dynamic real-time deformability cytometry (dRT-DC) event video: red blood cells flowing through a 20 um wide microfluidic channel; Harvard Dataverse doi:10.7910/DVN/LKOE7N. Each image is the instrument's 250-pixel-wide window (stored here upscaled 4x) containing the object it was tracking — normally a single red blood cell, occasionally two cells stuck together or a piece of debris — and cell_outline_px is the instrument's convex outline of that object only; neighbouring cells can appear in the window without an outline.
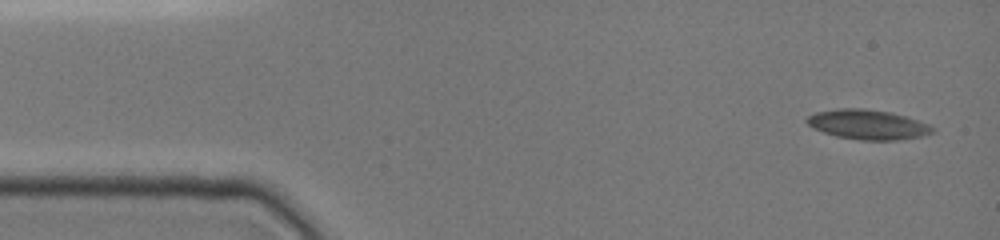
{"species": "common noctule bat (a hibernating species)", "species_latin": "Nyctalus noctula", "temperature_condition": "cold", "stored_images_in_passage": 13, "camera_frame_rate_fps": 3000, "um_per_image_px": 0.085, "animal": {"sex": "female", "body_mass_g": 19.0, "forearm_length_mm": 51.5}, "frame": {"image": 1, "passage_image": 1, "time_ms": 0.0, "image_size_px": [1000, 240], "cell_outline_px": [[936, 128], [932, 132], [920, 136], [896, 140], [860, 140], [836, 136], [812, 128], [804, 120], [808, 116], [816, 112], [836, 108], [864, 108], [892, 112], [928, 124]], "centroid_in_image_um": [73.72, 10.57], "position_along_channel_um": 11.3, "area_um2": 21.73}}
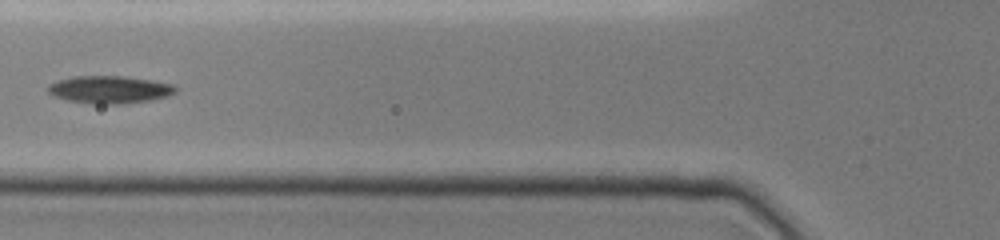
{"frame": {"image": 2, "passage_image": 10, "time_ms": 5.333, "image_size_px": [1000, 240], "cell_outline_px": [[180, 88], [176, 92], [168, 96], [148, 100], [124, 104], [92, 104], [68, 100], [56, 96], [48, 92], [44, 88], [48, 84], [56, 80], [72, 76], [124, 76], [152, 80], [172, 84]], "centroid_in_image_um": [9.3, 7.61], "position_along_channel_um": 116.5, "area_um2": 20.75}}
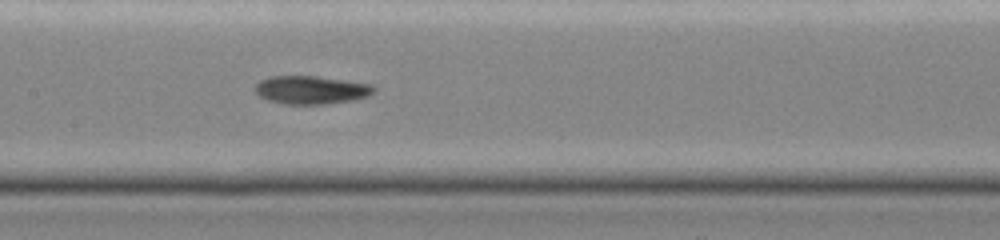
{"frame": {"image": 3, "passage_image": 13, "time_ms": 7.0, "image_size_px": [1000, 240], "cell_outline_px": [[376, 92], [368, 96], [356, 100], [324, 104], [284, 104], [268, 100], [260, 96], [252, 88], [260, 80], [268, 76], [316, 76], [372, 84], [376, 88]], "centroid_in_image_um": [26.46, 7.64], "position_along_channel_um": 180.9, "area_um2": 19.77}}